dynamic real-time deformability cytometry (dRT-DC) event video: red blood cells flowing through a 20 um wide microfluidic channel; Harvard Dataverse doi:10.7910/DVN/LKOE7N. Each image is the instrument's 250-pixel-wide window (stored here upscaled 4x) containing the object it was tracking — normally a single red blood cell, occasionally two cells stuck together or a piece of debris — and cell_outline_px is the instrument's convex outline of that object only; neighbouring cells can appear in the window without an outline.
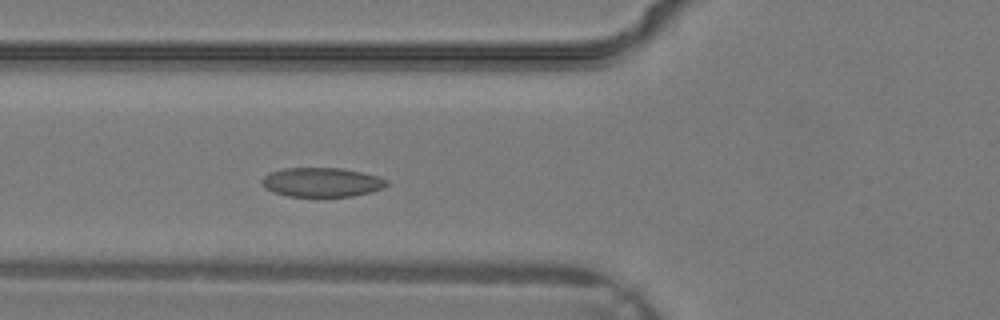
{"species": "common noctule bat (a hibernating species)", "species_latin": "Nyctalus noctula", "temperature_condition": "warm", "stored_images_in_passage": 22, "camera_frame_rate_fps": 3000, "um_per_image_px": 0.085, "animal": {"sex": "male", "body_mass_g": 19.2, "forearm_length_mm": 51.8}, "frame": {"image": 1, "passage_image": 5, "time_ms": 1.333, "image_size_px": [1000, 320], "cell_outline_px": [[388, 184], [384, 188], [352, 196], [288, 196], [272, 192], [264, 188], [260, 184], [260, 180], [264, 176], [272, 172], [284, 168], [340, 168], [360, 172], [376, 176], [388, 180]], "centroid_in_image_um": [27.3, 15.49], "position_along_channel_um": 98.5, "area_um2": 21.15}}
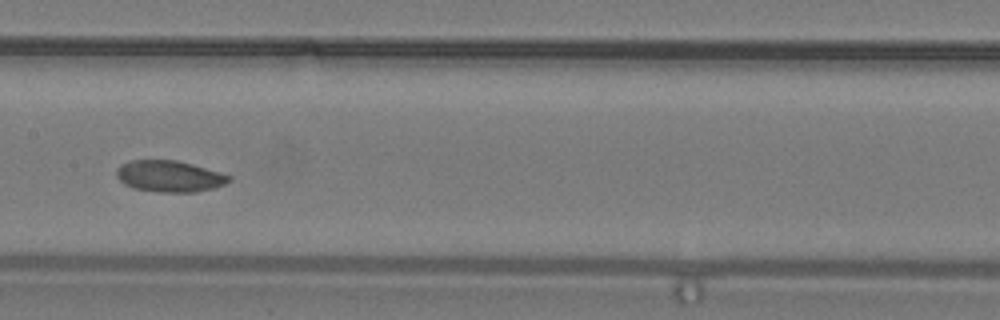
{"frame": {"image": 2, "passage_image": 10, "time_ms": 3.0, "image_size_px": [1000, 320], "cell_outline_px": [[232, 180], [224, 184], [212, 188], [196, 192], [160, 192], [132, 188], [124, 184], [116, 176], [116, 168], [120, 164], [132, 160], [176, 160], [192, 164], [232, 176]], "centroid_in_image_um": [14.37, 14.98], "position_along_channel_um": 193.0, "area_um2": 20.58}}
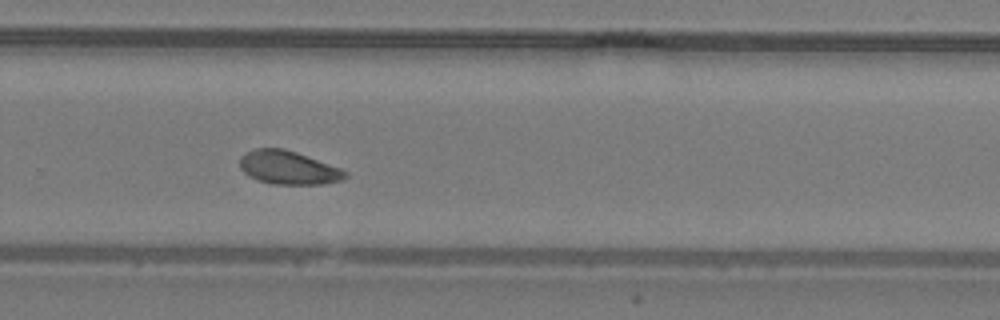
{"frame": {"image": 3, "passage_image": 16, "time_ms": 5.0, "image_size_px": [1000, 320], "cell_outline_px": [[348, 176], [344, 180], [324, 184], [272, 184], [256, 180], [248, 176], [240, 168], [240, 156], [256, 148], [284, 148], [296, 152], [340, 168], [348, 172]], "centroid_in_image_um": [24.51, 14.26], "position_along_channel_um": 305.3, "area_um2": 20.63}}